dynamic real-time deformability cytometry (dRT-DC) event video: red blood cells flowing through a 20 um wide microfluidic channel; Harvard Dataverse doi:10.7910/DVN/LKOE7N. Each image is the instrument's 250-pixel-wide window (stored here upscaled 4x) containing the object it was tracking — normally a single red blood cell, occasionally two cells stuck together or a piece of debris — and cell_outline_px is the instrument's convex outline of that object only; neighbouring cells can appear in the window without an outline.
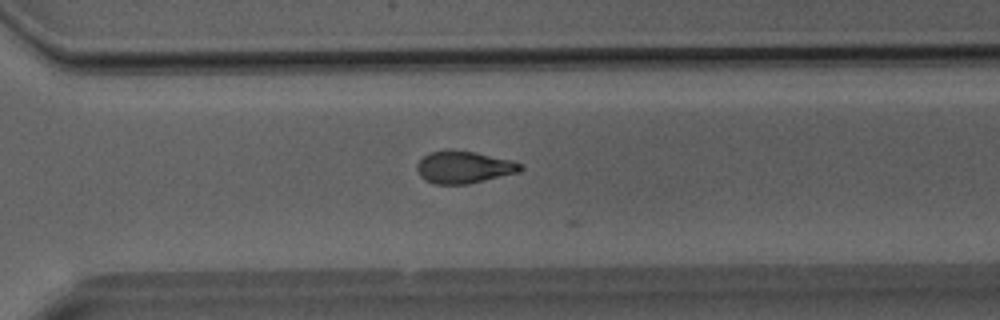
{"species": "Egyptian fruit bat (a non-hibernating species)", "species_latin": "Rousettus aegyptiacus", "temperature_condition": "room temperature", "stored_images_in_passage": 17, "camera_frame_rate_fps": 3000, "um_per_image_px": 0.085, "animal": {"sex": "male"}, "frame": {"image": 1, "passage_image": 16, "time_ms": 5.0, "image_size_px": [1000, 320], "cell_outline_px": [[524, 168], [516, 172], [468, 184], [436, 184], [424, 180], [420, 176], [416, 168], [416, 164], [428, 152], [448, 148], [452, 148], [476, 152], [512, 160], [524, 164]], "centroid_in_image_um": [39.39, 14.18], "position_along_channel_um": 331.2, "area_um2": 19.71}}